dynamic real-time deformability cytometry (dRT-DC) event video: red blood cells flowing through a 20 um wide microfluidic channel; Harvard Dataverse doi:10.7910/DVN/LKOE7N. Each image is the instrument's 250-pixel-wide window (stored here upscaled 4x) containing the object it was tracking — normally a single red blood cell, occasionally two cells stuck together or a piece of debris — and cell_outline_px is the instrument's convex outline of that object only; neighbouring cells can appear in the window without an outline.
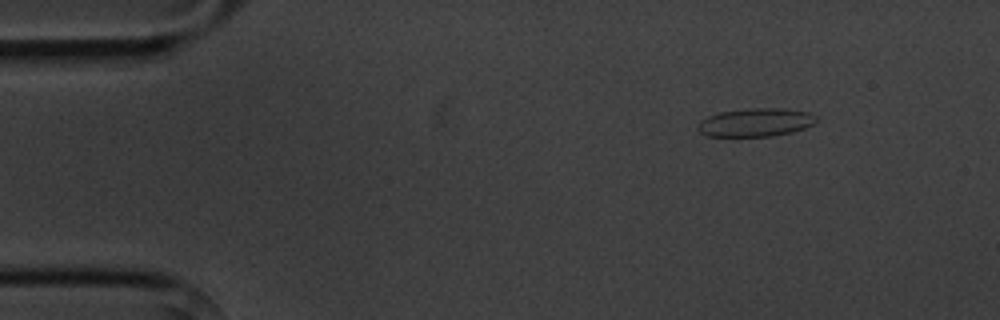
{"species": "common noctule bat (a hibernating species)", "species_latin": "Nyctalus noctula", "temperature_condition": "cold", "stored_images_in_passage": 3, "camera_frame_rate_fps": 3000, "um_per_image_px": 0.085, "animal": {"sex": "male", "body_mass_g": 20.1, "forearm_length_mm": 53.5}, "frame": {"image": 1, "passage_image": 1, "time_ms": 0.0, "image_size_px": [1000, 320], "cell_outline_px": [[816, 120], [812, 124], [804, 128], [792, 132], [772, 136], [708, 136], [700, 132], [696, 128], [696, 124], [700, 120], [708, 116], [720, 112], [748, 108], [780, 108], [808, 112], [816, 116]], "centroid_in_image_um": [64.18, 10.4], "position_along_channel_um": 20.8, "area_um2": 19.54}}